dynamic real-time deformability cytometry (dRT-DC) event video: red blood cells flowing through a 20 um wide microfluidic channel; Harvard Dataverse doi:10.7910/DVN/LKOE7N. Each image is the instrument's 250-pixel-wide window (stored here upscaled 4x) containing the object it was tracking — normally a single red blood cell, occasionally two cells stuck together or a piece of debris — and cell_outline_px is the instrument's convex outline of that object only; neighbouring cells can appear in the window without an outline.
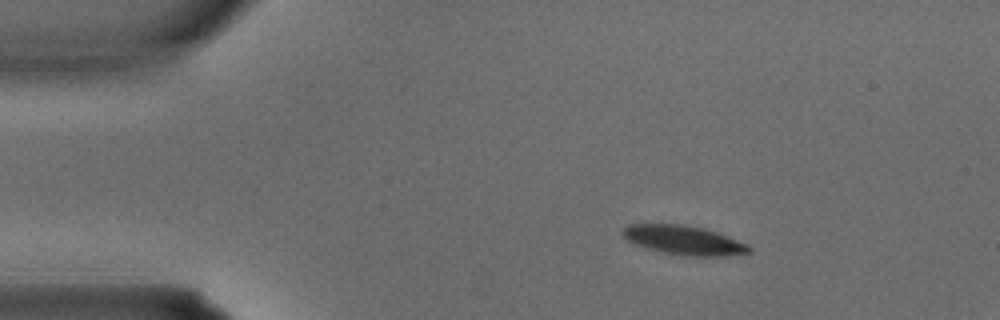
{"species": "common noctule bat (a hibernating species)", "species_latin": "Nyctalus noctula", "temperature_condition": "warm", "stored_images_in_passage": 3, "segment_of_instrument_passage": [2, 2], "camera_frame_rate_fps": 3000, "um_per_image_px": 0.085, "animal": {"sex": "male", "body_mass_g": 15.6}, "frame": {"image": 1, "passage_image": 3, "time_ms": 0.667, "image_size_px": [1000, 320], "cell_outline_px": [[752, 252], [728, 256], [680, 256], [644, 248], [628, 240], [624, 236], [624, 228], [628, 224], [684, 224], [704, 228], [716, 232], [748, 244], [752, 248]], "centroid_in_image_um": [58.16, 20.43], "position_along_channel_um": 26.8, "area_um2": 21.56}}